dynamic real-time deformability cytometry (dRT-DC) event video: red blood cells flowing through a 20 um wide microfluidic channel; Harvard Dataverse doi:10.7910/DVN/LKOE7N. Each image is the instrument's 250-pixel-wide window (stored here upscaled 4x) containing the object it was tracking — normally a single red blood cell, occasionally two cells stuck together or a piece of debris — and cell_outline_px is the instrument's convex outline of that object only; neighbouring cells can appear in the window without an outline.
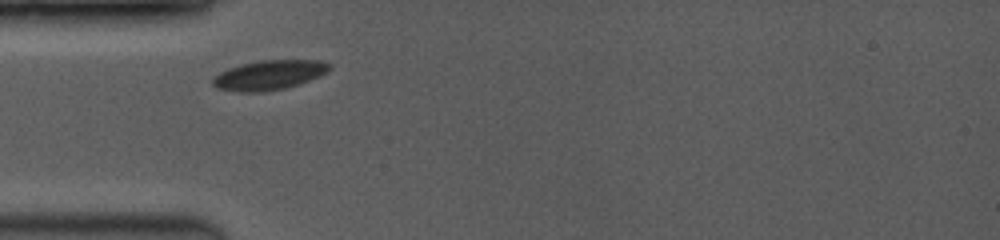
{"species": "common noctule bat (a hibernating species)", "species_latin": "Nyctalus noctula", "temperature_condition": "room temperature", "stored_images_in_passage": 11, "camera_frame_rate_fps": 3500, "um_per_image_px": 0.085, "animal": {"sex": "female", "body_mass_g": 19.0, "forearm_length_mm": 53.3}, "frame": {"image": 1, "passage_image": 1, "time_ms": 0.0, "image_size_px": [1000, 240], "cell_outline_px": [[332, 68], [328, 72], [308, 80], [284, 88], [260, 92], [240, 92], [216, 88], [212, 84], [212, 76], [228, 68], [240, 64], [260, 60], [320, 60], [332, 64]], "centroid_in_image_um": [22.85, 6.36], "position_along_channel_um": 62.2, "area_um2": 20.17}}
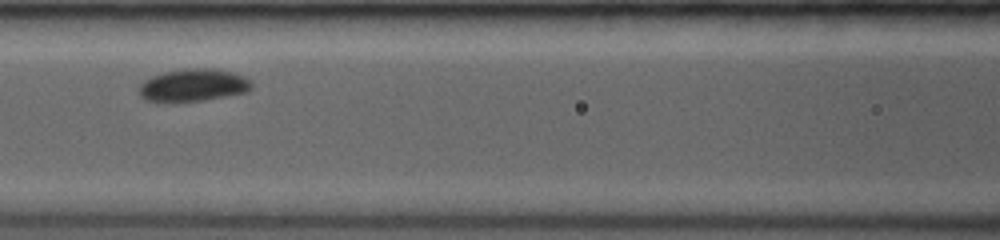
{"frame": {"image": 2, "passage_image": 3, "time_ms": 2.286, "image_size_px": [1000, 240], "cell_outline_px": [[252, 88], [248, 92], [204, 100], [172, 104], [144, 100], [140, 96], [140, 84], [144, 80], [152, 76], [164, 72], [192, 68], [208, 68], [232, 72], [244, 76], [252, 80]], "centroid_in_image_um": [16.42, 7.28], "position_along_channel_um": 150.2, "area_um2": 21.79}}
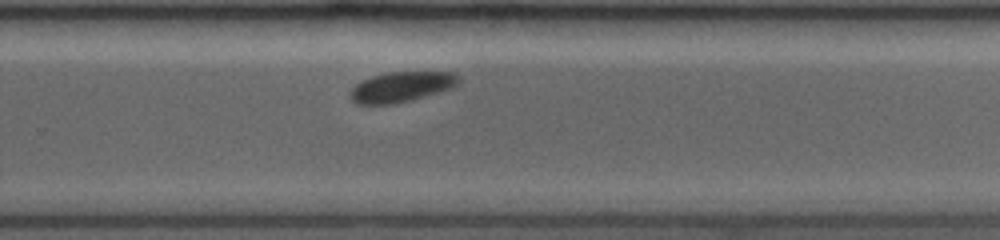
{"frame": {"image": 3, "passage_image": 10, "time_ms": 6.0, "image_size_px": [1000, 240], "cell_outline_px": [[460, 80], [452, 88], [440, 92], [412, 100], [396, 104], [356, 104], [348, 96], [348, 92], [356, 84], [372, 76], [384, 72], [452, 72], [460, 76]], "centroid_in_image_um": [34.1, 7.39], "position_along_channel_um": 295.7, "area_um2": 19.31}}